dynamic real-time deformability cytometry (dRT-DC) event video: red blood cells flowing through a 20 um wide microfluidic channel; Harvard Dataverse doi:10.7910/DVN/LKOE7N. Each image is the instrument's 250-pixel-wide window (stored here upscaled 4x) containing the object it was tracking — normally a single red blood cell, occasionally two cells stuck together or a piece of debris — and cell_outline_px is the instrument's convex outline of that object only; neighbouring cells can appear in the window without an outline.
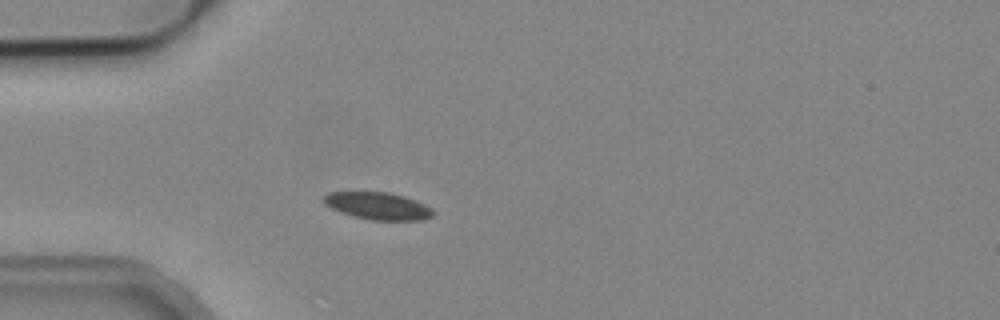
{"species": "common noctule bat (a hibernating species)", "species_latin": "Nyctalus noctula", "temperature_condition": "cold", "stored_images_in_passage": 3, "camera_frame_rate_fps": 3000, "um_per_image_px": 0.085, "animal": {"sex": "male", "body_mass_g": 19.2, "forearm_length_mm": 51.8}, "frame": {"image": 1, "passage_image": 3, "time_ms": 0.667, "image_size_px": [1000, 320], "cell_outline_px": [[432, 216], [420, 220], [372, 220], [352, 216], [340, 212], [324, 204], [320, 200], [328, 192], [388, 192], [404, 196], [416, 200], [432, 208]], "centroid_in_image_um": [32.08, 17.5], "position_along_channel_um": 52.9, "area_um2": 17.4}}